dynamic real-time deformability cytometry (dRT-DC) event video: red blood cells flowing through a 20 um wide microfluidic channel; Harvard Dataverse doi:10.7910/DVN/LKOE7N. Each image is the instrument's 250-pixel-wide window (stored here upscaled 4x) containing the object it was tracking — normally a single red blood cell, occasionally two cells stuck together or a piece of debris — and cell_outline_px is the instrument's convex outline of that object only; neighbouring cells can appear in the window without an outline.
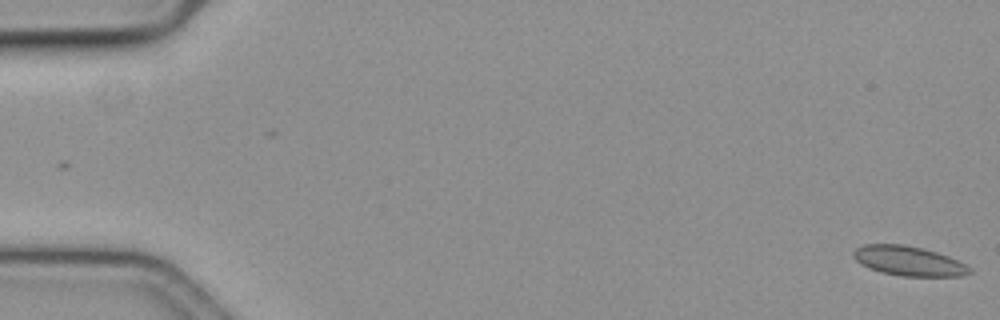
{"species": "common noctule bat (a hibernating species)", "species_latin": "Nyctalus noctula", "temperature_condition": "cold", "stored_images_in_passage": 21, "camera_frame_rate_fps": 3000, "um_per_image_px": 0.085, "animal": {"sex": "female", "body_mass_g": 19.3, "forearm_length_mm": 54.1}, "frame": {"image": 1, "passage_image": 1, "time_ms": 0.0, "image_size_px": [1000, 320], "cell_outline_px": [[972, 272], [964, 276], [900, 276], [880, 272], [868, 268], [860, 264], [852, 256], [852, 252], [856, 248], [864, 244], [904, 244], [924, 248], [948, 256], [972, 268]], "centroid_in_image_um": [77.21, 22.18], "position_along_channel_um": 7.8, "area_um2": 20.23}}
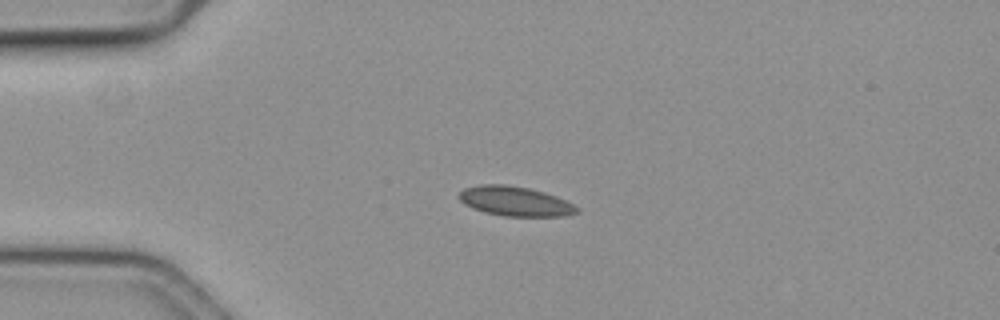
{"frame": {"image": 2, "passage_image": 15, "time_ms": 4.667, "image_size_px": [1000, 320], "cell_outline_px": [[580, 212], [564, 216], [504, 216], [484, 212], [472, 208], [464, 204], [456, 196], [464, 188], [480, 184], [504, 184], [528, 188], [544, 192], [556, 196], [580, 208]], "centroid_in_image_um": [43.76, 17.1], "position_along_channel_um": 41.2, "area_um2": 20.4}}
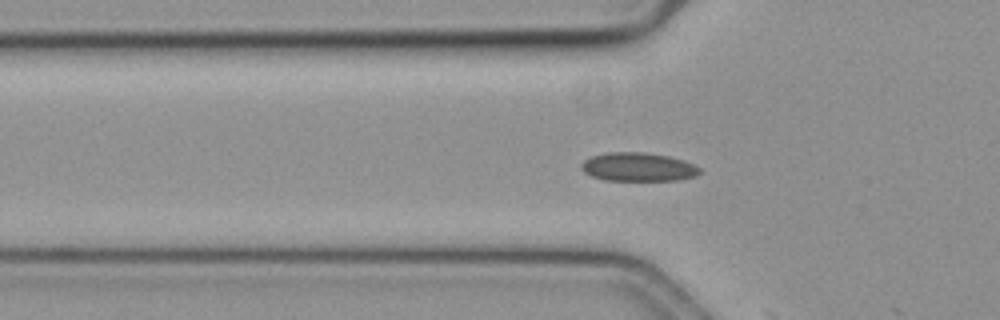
{"frame": {"image": 3, "passage_image": 20, "time_ms": 6.333, "image_size_px": [1000, 320], "cell_outline_px": [[704, 172], [696, 176], [676, 180], [604, 180], [592, 176], [584, 172], [580, 168], [580, 164], [584, 160], [592, 156], [608, 152], [644, 152], [668, 156], [684, 160], [700, 168]], "centroid_in_image_um": [54.25, 14.19], "position_along_channel_um": 71.6, "area_um2": 19.83}}